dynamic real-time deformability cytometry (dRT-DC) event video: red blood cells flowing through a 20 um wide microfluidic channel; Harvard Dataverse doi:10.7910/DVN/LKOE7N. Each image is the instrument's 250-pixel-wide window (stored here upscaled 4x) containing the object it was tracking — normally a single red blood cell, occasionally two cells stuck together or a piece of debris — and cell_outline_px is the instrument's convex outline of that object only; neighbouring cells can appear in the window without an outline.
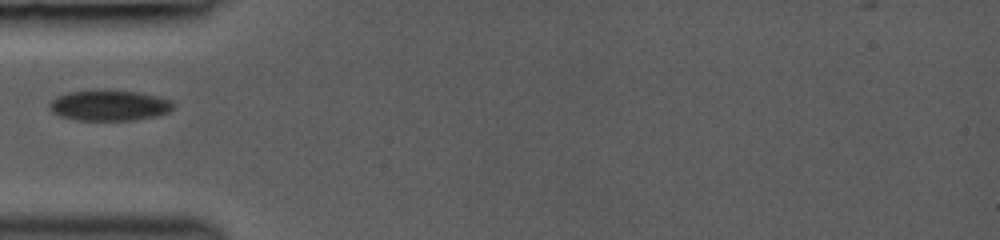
{"species": "common noctule bat (a hibernating species)", "species_latin": "Nyctalus noctula", "temperature_condition": "room temperature", "stored_images_in_passage": 4, "camera_frame_rate_fps": 3000, "um_per_image_px": 0.085, "animal": {"sex": "female", "body_mass_g": 19.0, "forearm_length_mm": 53.3}, "frame": {"image": 1, "passage_image": 1, "time_ms": 0.0, "image_size_px": [1000, 240], "cell_outline_px": [[176, 104], [168, 112], [156, 116], [132, 120], [76, 120], [60, 116], [52, 112], [48, 108], [48, 104], [56, 96], [68, 92], [100, 88], [140, 92], [172, 100]], "centroid_in_image_um": [9.26, 8.93], "position_along_channel_um": 75.7, "area_um2": 22.66}}